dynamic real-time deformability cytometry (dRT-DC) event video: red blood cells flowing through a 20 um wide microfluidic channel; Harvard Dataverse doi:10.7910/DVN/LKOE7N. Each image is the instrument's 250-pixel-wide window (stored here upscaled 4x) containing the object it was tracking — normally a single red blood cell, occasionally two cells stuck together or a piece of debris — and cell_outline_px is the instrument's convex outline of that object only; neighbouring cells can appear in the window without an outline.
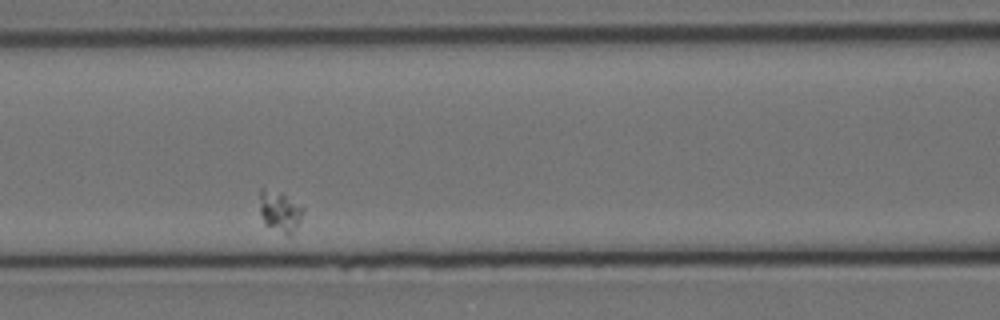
{"species": "Egyptian fruit bat (a non-hibernating species)", "species_latin": "Rousettus aegyptiacus", "temperature_condition": "cold", "stored_images_in_passage": 8, "camera_frame_rate_fps": 3000, "um_per_image_px": 0.085, "animal": {"sex": "female"}, "frame": {"image": 1, "passage_image": 5, "time_ms": 4.667, "image_size_px": [1000, 320], "cell_outline_px": [[304, 212], [292, 236], [288, 236], [264, 224], [260, 212], [260, 188], [264, 188], [284, 192], [304, 208]], "centroid_in_image_um": [23.8, 17.95], "position_along_channel_um": 142.8, "area_um2": 10.64}}
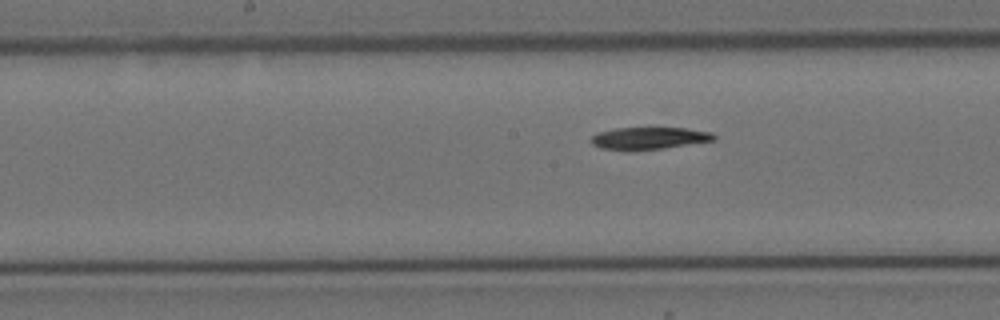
{"frame": {"image": 2, "passage_image": 8, "time_ms": 8.333, "image_size_px": [1000, 320], "cell_outline_px": [[716, 140], [664, 148], [628, 152], [600, 148], [592, 144], [588, 140], [592, 136], [600, 132], [616, 128], [684, 128], [712, 132], [716, 136]], "centroid_in_image_um": [55.13, 11.77], "position_along_channel_um": 193.1, "area_um2": 16.18}}